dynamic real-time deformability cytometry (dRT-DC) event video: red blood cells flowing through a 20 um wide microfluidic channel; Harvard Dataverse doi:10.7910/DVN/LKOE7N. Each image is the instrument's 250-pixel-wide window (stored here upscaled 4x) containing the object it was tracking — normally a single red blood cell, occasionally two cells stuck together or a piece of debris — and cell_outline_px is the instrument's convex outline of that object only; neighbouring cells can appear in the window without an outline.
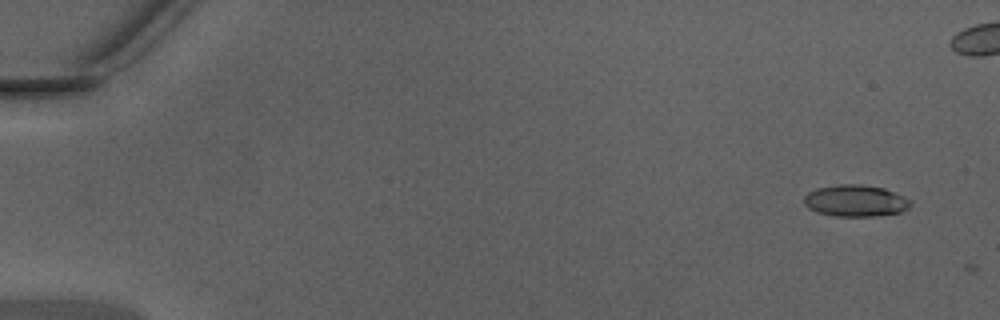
{"species": "Egyptian fruit bat (a non-hibernating species)", "species_latin": "Rousettus aegyptiacus", "temperature_condition": "warm", "stored_images_in_passage": 5, "camera_frame_rate_fps": 3000, "um_per_image_px": 0.085, "animal": {"sex": "male"}, "frame": {"image": 1, "passage_image": 3, "time_ms": 0.667, "image_size_px": [1000, 320], "cell_outline_px": [[912, 204], [908, 208], [900, 212], [872, 216], [832, 216], [816, 212], [808, 208], [804, 204], [804, 196], [808, 192], [816, 188], [840, 184], [860, 184], [884, 188], [904, 196]], "centroid_in_image_um": [72.68, 17.06], "position_along_channel_um": 12.3, "area_um2": 19.65}}